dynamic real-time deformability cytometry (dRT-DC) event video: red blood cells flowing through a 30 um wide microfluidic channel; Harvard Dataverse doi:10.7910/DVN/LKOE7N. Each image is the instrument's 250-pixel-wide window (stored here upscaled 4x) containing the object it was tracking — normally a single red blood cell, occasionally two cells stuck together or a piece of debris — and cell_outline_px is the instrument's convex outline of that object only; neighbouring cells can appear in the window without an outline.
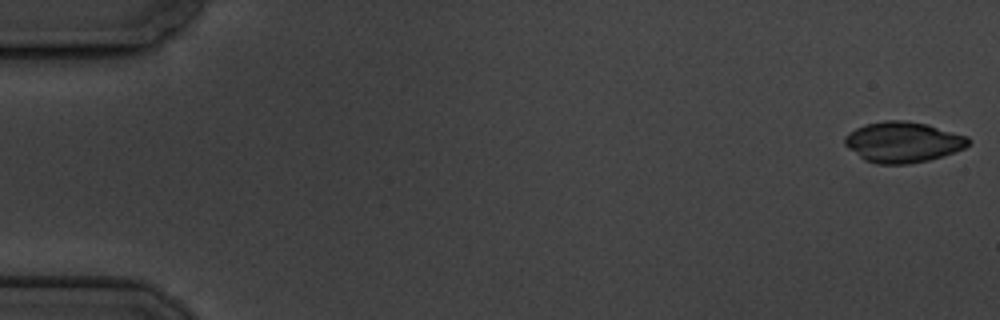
{"species": "common noctule bat (a hibernating species)", "species_latin": "Nyctalus noctula", "temperature_condition": "cold", "stored_images_in_passage": 6, "segment_of_instrument_passage": [2, 2], "camera_frame_rate_fps": 3000, "um_per_image_px": 0.085, "animal": {"sex": "male", "body_mass_g": 19.5, "forearm_length_mm": 54.6}, "frame": {"image": 1, "passage_image": 6, "time_ms": 6.667, "image_size_px": [1000, 320], "cell_outline_px": [[972, 140], [964, 148], [928, 160], [908, 164], [876, 164], [864, 160], [848, 148], [844, 144], [844, 136], [848, 132], [864, 124], [884, 120], [904, 120], [928, 124], [968, 136]], "centroid_in_image_um": [76.72, 12.06], "position_along_channel_um": 8.3, "area_um2": 29.42}}